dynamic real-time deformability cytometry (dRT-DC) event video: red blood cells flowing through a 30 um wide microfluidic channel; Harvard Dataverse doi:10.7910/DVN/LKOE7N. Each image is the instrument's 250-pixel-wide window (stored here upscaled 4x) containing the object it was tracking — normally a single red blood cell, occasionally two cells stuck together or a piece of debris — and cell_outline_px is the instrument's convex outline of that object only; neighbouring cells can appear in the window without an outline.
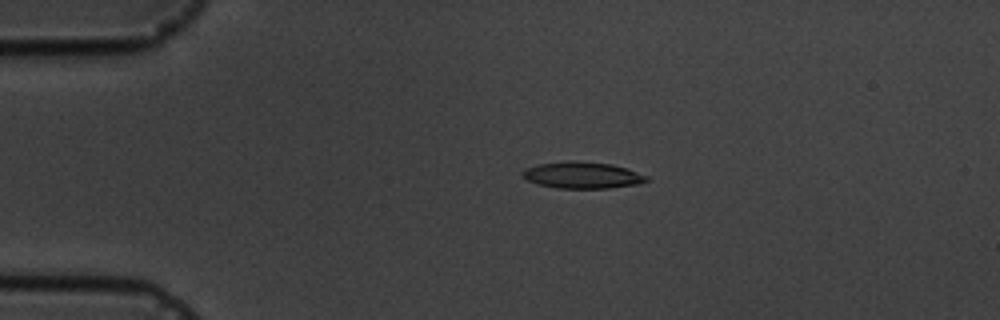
{"species": "common noctule bat (a hibernating species)", "species_latin": "Nyctalus noctula", "temperature_condition": "cold", "stored_images_in_passage": 6, "camera_frame_rate_fps": 3000, "um_per_image_px": 0.085, "animal": {"sex": "male", "body_mass_g": 19.5, "forearm_length_mm": 54.6}, "frame": {"image": 1, "passage_image": 3, "time_ms": 2.333, "image_size_px": [1000, 320], "cell_outline_px": [[648, 180], [640, 184], [608, 188], [556, 188], [536, 184], [528, 180], [520, 172], [524, 168], [540, 164], [568, 160], [576, 160], [612, 164], [628, 168], [648, 176]], "centroid_in_image_um": [49.51, 14.88], "position_along_channel_um": 35.5, "area_um2": 19.42}}
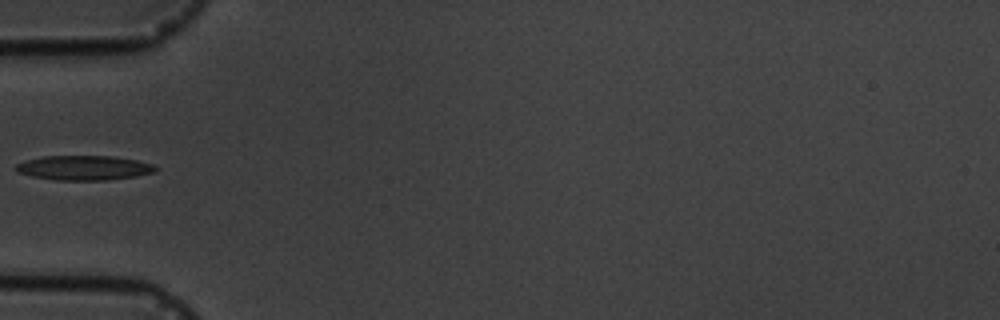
{"frame": {"image": 2, "passage_image": 5, "time_ms": 4.667, "image_size_px": [1000, 320], "cell_outline_px": [[160, 168], [156, 172], [136, 176], [108, 180], [56, 180], [32, 176], [16, 172], [12, 168], [16, 164], [24, 160], [44, 156], [112, 156], [136, 160], [152, 164]], "centroid_in_image_um": [7.12, 14.26], "position_along_channel_um": 77.9, "area_um2": 20.23}}
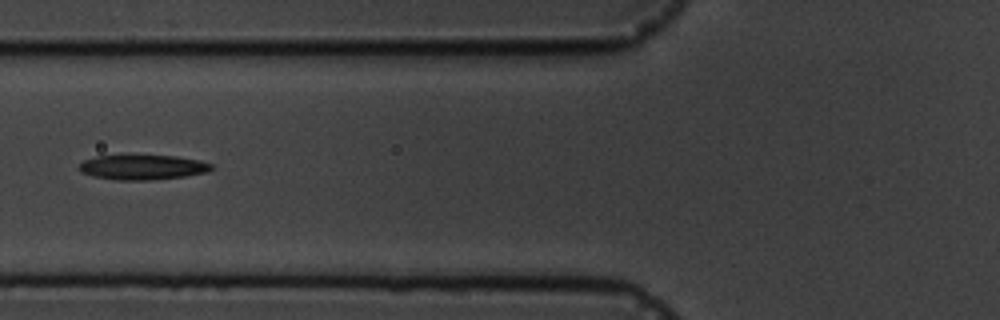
{"frame": {"image": 3, "passage_image": 6, "time_ms": 5.667, "image_size_px": [1000, 320], "cell_outline_px": [[216, 168], [208, 172], [184, 176], [152, 180], [116, 180], [92, 176], [80, 172], [80, 164], [84, 160], [96, 156], [176, 156], [200, 160], [212, 164]], "centroid_in_image_um": [12.16, 14.22], "position_along_channel_um": 113.6, "area_um2": 19.13}}